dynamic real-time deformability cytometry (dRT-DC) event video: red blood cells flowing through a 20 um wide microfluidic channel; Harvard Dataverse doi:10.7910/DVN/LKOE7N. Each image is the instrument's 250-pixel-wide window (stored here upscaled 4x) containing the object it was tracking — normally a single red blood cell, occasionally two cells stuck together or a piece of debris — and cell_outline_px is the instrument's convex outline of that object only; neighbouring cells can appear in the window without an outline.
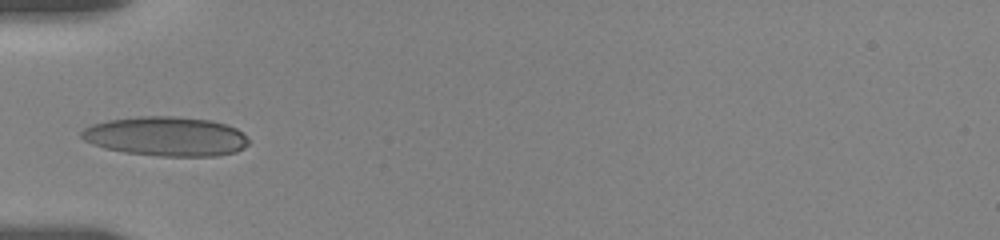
{"species": "human", "species_latin": "Homo sapiens", "temperature_condition": "room temperature", "stored_images_in_passage": 46, "camera_frame_rate_fps": 3000, "um_per_image_px": 0.085, "donor": {"sex": "female"}, "frame": {"image": 1, "passage_image": 1, "time_ms": 0.0, "image_size_px": [1000, 240], "cell_outline_px": [[248, 144], [244, 148], [236, 152], [216, 156], [160, 156], [124, 152], [104, 148], [92, 144], [84, 140], [80, 136], [80, 132], [84, 128], [92, 124], [108, 120], [140, 116], [172, 116], [208, 120], [228, 124], [236, 128], [248, 140]], "centroid_in_image_um": [14.09, 11.59], "position_along_channel_um": 70.9, "area_um2": 38.38}}
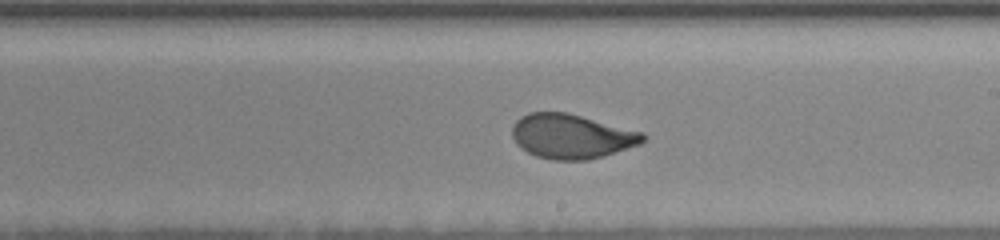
{"frame": {"image": 2, "passage_image": 18, "time_ms": 4.667, "image_size_px": [1000, 240], "cell_outline_px": [[648, 136], [640, 144], [588, 160], [552, 160], [536, 156], [520, 148], [516, 144], [512, 136], [512, 124], [520, 116], [528, 112], [568, 112], [644, 132]], "centroid_in_image_um": [48.56, 11.57], "position_along_channel_um": 240.4, "area_um2": 34.16}}
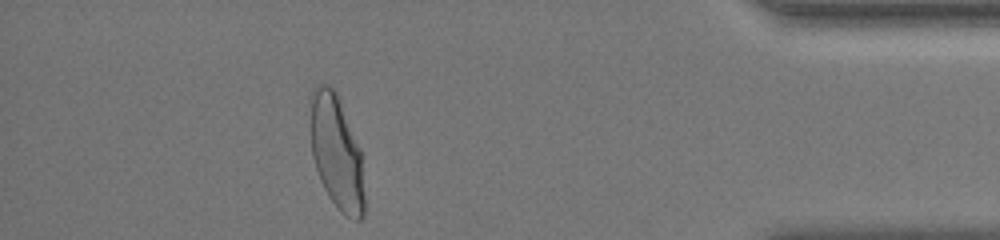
{"frame": {"image": 3, "passage_image": 41, "time_ms": 10.333, "image_size_px": [1000, 240], "cell_outline_px": [[364, 216], [360, 220], [352, 220], [344, 216], [336, 208], [328, 196], [320, 180], [312, 156], [308, 100], [308, 96], [312, 88], [316, 84], [328, 84], [336, 92], [360, 148], [364, 196]], "centroid_in_image_um": [28.56, 12.93], "position_along_channel_um": 406.6, "area_um2": 36.53}, "authors_computed_cell_mechanics": {"area_um2": 34.1598, "velocity_mm_per_s": 3.6288, "shape_relaxation_time_tau1_ms": 4.178, "shape_relaxation_time_tau2_ms": 0.7704, "deformation_change_tau1": 0.1699, "deformation_change_tau2": 0.0603}}